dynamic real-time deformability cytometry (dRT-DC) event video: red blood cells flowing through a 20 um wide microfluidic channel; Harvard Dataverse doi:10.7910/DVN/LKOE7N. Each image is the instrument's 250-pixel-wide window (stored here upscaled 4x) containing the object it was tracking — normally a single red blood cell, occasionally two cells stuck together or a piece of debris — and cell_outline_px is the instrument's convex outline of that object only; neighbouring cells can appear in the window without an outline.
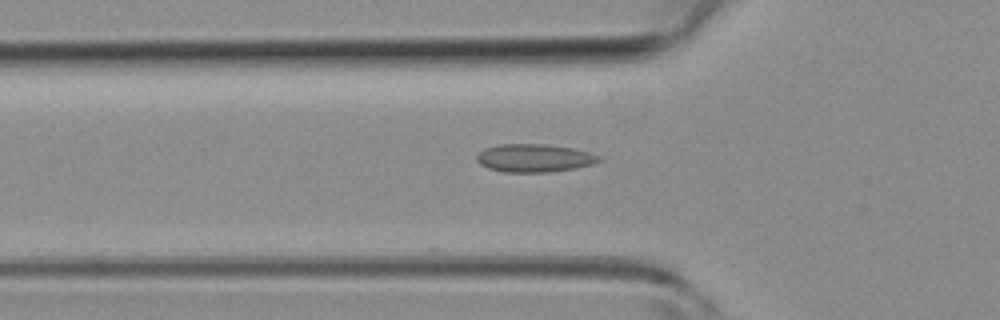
{"species": "common noctule bat (a hibernating species)", "species_latin": "Nyctalus noctula", "temperature_condition": "room temperature", "stored_images_in_passage": 44, "camera_frame_rate_fps": 3000, "um_per_image_px": 0.085, "animal": {"sex": "female", "body_mass_g": 19.3, "forearm_length_mm": 54.1}, "frame": {"image": 1, "passage_image": 14, "time_ms": 4.333, "image_size_px": [1000, 320], "cell_outline_px": [[604, 160], [592, 164], [576, 168], [552, 172], [504, 172], [488, 168], [480, 164], [476, 160], [476, 156], [484, 148], [500, 144], [544, 144], [572, 148], [588, 152], [600, 156]], "centroid_in_image_um": [45.42, 13.44], "position_along_channel_um": 80.4, "area_um2": 20.06}}
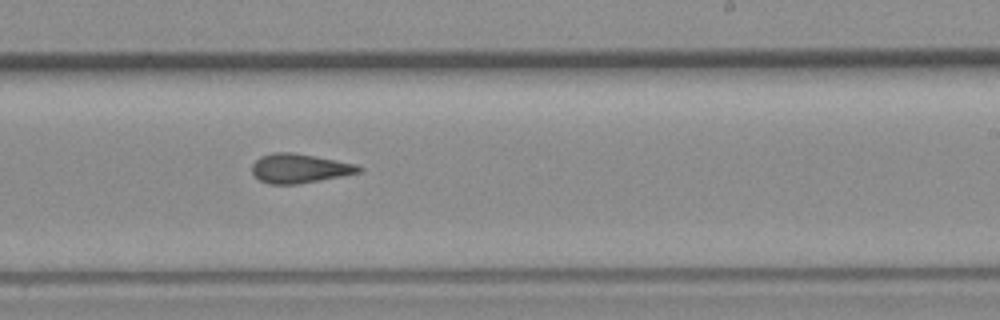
{"frame": {"image": 2, "passage_image": 26, "time_ms": 8.333, "image_size_px": [1000, 320], "cell_outline_px": [[364, 172], [296, 184], [268, 184], [260, 180], [252, 172], [252, 164], [260, 156], [272, 152], [292, 152], [336, 160], [356, 164], [364, 168]], "centroid_in_image_um": [25.47, 14.31], "position_along_channel_um": 263.5, "area_um2": 18.21}}
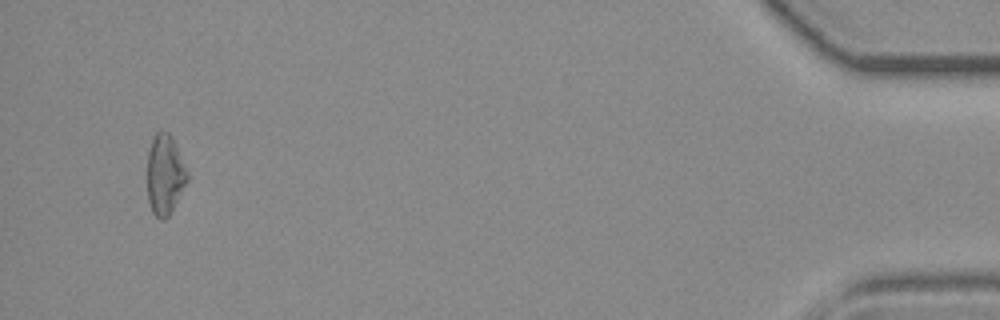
{"frame": {"image": 3, "passage_image": 42, "time_ms": 13.667, "image_size_px": [1000, 320], "cell_outline_px": [[188, 180], [168, 216], [164, 220], [160, 220], [152, 212], [148, 200], [148, 148], [156, 132], [168, 132], [172, 136], [188, 172]], "centroid_in_image_um": [14.01, 14.84], "position_along_channel_um": 421.2, "area_um2": 18.5}}